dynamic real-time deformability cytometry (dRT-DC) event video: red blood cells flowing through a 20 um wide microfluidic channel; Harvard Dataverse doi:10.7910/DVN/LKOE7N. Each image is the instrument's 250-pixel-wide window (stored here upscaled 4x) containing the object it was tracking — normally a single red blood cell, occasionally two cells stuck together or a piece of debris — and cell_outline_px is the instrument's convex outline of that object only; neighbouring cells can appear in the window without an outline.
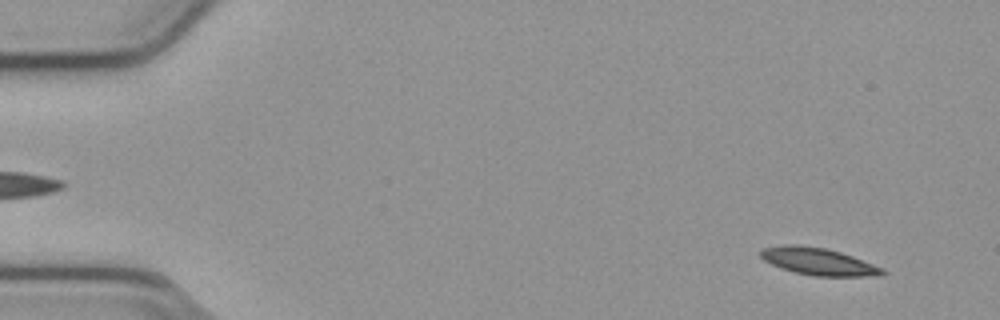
{"species": "common noctule bat (a hibernating species)", "species_latin": "Nyctalus noctula", "temperature_condition": "cold", "stored_images_in_passage": 55, "segment_of_instrument_passage": [1, 2], "camera_frame_rate_fps": 3000, "um_per_image_px": 0.085, "animal": {"sex": "male", "body_mass_g": 23.1, "forearm_length_mm": 52.7}, "frame": {"image": 1, "passage_image": 4, "time_ms": 1.0, "image_size_px": [1000, 320], "cell_outline_px": [[888, 272], [876, 276], [812, 276], [780, 268], [764, 260], [760, 256], [760, 252], [764, 248], [784, 244], [800, 244], [824, 248], [840, 252], [852, 256], [884, 268]], "centroid_in_image_um": [69.57, 22.22], "position_along_channel_um": 15.4, "area_um2": 19.31}}
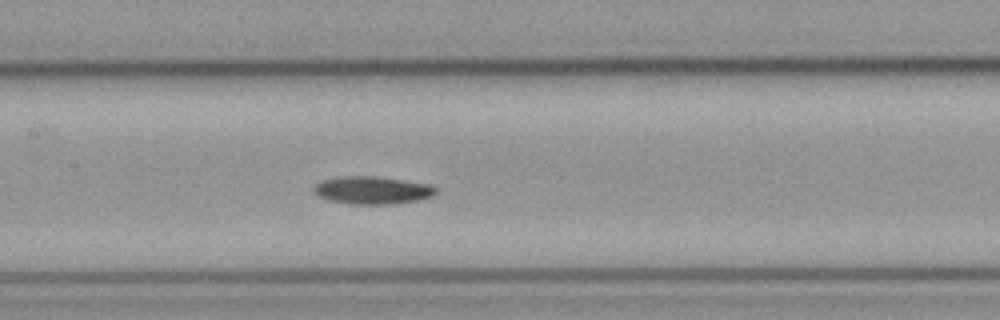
{"frame": {"image": 2, "passage_image": 26, "time_ms": 8.333, "image_size_px": [1000, 320], "cell_outline_px": [[436, 192], [432, 196], [420, 200], [396, 204], [348, 204], [328, 200], [316, 196], [312, 192], [312, 188], [320, 180], [336, 176], [376, 176], [428, 184], [436, 188]], "centroid_in_image_um": [31.57, 16.17], "position_along_channel_um": 175.8, "area_um2": 20.06}}
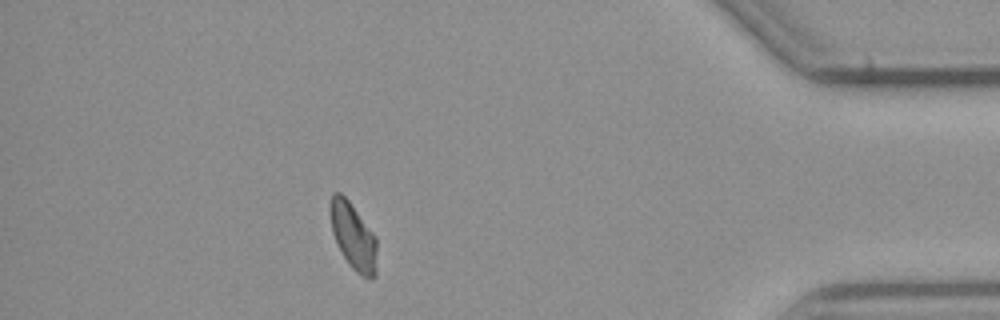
{"frame": {"image": 3, "passage_image": 48, "time_ms": 15.667, "image_size_px": [1000, 320], "cell_outline_px": [[376, 276], [360, 276], [348, 264], [332, 232], [328, 208], [328, 204], [332, 196], [336, 192], [340, 192], [348, 200], [376, 236]], "centroid_in_image_um": [30.0, 20.05], "position_along_channel_um": 405.2, "area_um2": 17.98}}